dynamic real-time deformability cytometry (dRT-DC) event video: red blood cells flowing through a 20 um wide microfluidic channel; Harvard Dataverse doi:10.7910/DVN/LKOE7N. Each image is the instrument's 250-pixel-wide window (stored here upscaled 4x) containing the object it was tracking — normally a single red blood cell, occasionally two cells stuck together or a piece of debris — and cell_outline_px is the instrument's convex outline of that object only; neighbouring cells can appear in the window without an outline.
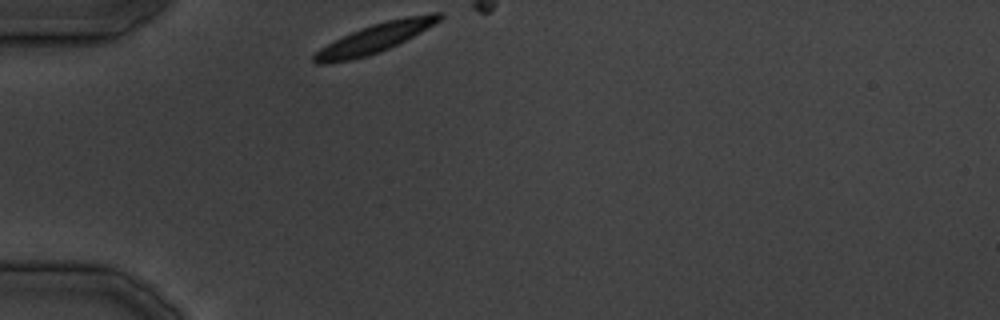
{"species": "common noctule bat (a hibernating species)", "species_latin": "Nyctalus noctula", "temperature_condition": "cold", "stored_images_in_passage": 5, "camera_frame_rate_fps": 3000, "um_per_image_px": 0.085, "animal": {"sex": "male", "body_mass_g": 19.5, "forearm_length_mm": 54.6}, "frame": {"image": 1, "passage_image": 1, "time_ms": 0.0, "image_size_px": [1000, 320], "cell_outline_px": [[444, 16], [440, 20], [420, 32], [388, 48], [368, 56], [352, 60], [324, 64], [316, 64], [312, 60], [312, 56], [320, 48], [360, 28], [372, 24], [404, 16], [432, 12], [444, 12]], "centroid_in_image_um": [31.87, 3.24], "position_along_channel_um": 53.1, "area_um2": 21.04}}